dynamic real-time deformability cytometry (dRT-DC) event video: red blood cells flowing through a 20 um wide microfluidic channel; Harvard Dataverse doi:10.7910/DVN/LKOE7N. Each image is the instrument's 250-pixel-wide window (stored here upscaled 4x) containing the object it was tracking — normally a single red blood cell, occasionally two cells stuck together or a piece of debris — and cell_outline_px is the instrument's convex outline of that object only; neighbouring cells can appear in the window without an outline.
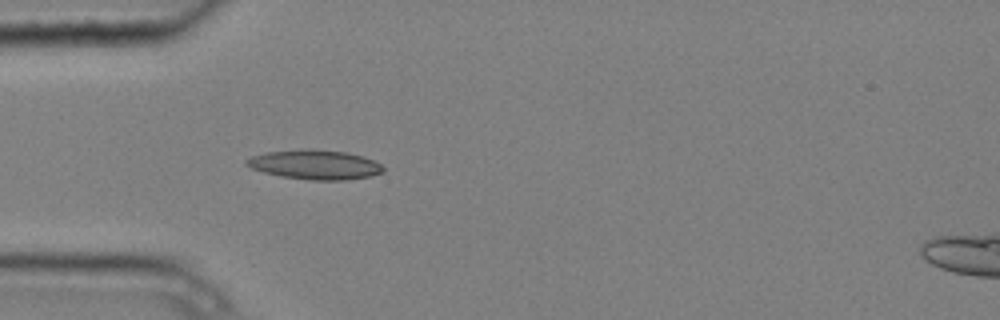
{"species": "common noctule bat (a hibernating species)", "species_latin": "Nyctalus noctula", "temperature_condition": "cold", "stored_images_in_passage": 6, "camera_frame_rate_fps": 3000, "um_per_image_px": 0.085, "animal": {"sex": "male", "body_mass_g": 20.4}, "frame": {"image": 1, "passage_image": 5, "time_ms": 1.333, "image_size_px": [1000, 320], "cell_outline_px": [[384, 172], [372, 176], [348, 180], [312, 180], [280, 176], [264, 172], [252, 168], [244, 164], [244, 160], [252, 156], [268, 152], [300, 148], [312, 148], [348, 152], [364, 156], [380, 164], [384, 168]], "centroid_in_image_um": [26.78, 13.98], "position_along_channel_um": 58.2, "area_um2": 23.81}}